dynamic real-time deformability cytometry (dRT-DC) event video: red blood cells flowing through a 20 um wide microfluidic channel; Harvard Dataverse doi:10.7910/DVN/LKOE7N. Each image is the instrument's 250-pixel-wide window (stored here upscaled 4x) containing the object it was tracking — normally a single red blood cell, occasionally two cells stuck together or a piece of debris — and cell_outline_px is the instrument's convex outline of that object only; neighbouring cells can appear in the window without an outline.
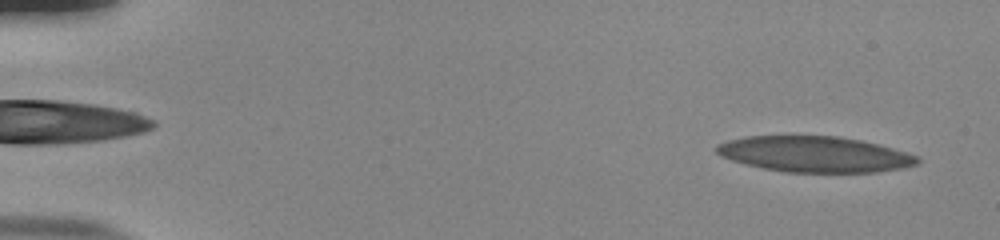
{"species": "human", "species_latin": "Homo sapiens", "temperature_condition": "room temperature", "stored_images_in_passage": 52, "camera_frame_rate_fps": 3000, "um_per_image_px": 0.085, "donor": {"sex": "male"}, "frame": {"image": 1, "passage_image": 2, "time_ms": 0.333, "image_size_px": [1000, 240], "cell_outline_px": [[920, 160], [916, 164], [900, 168], [872, 172], [788, 172], [764, 168], [732, 160], [716, 152], [716, 144], [728, 140], [748, 136], [836, 136], [860, 140], [892, 148], [916, 156]], "centroid_in_image_um": [69.22, 13.1], "position_along_channel_um": 15.8, "area_um2": 41.21}}
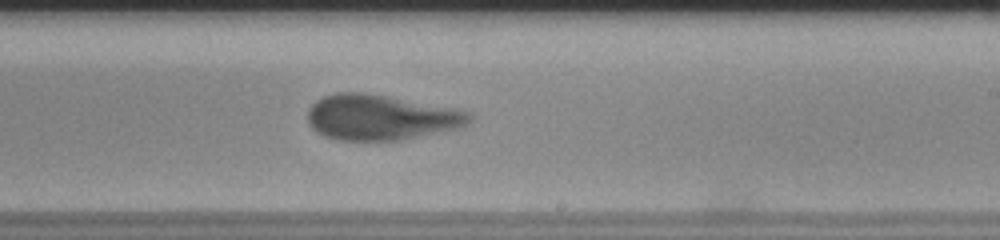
{"frame": {"image": 2, "passage_image": 32, "time_ms": 10.333, "image_size_px": [1000, 240], "cell_outline_px": [[468, 120], [464, 124], [452, 128], [400, 140], [336, 140], [324, 136], [316, 132], [312, 128], [308, 120], [308, 112], [312, 104], [316, 100], [324, 96], [336, 92], [360, 92], [384, 96], [468, 112]], "centroid_in_image_um": [32.18, 9.98], "position_along_channel_um": 256.8, "area_um2": 41.33}}
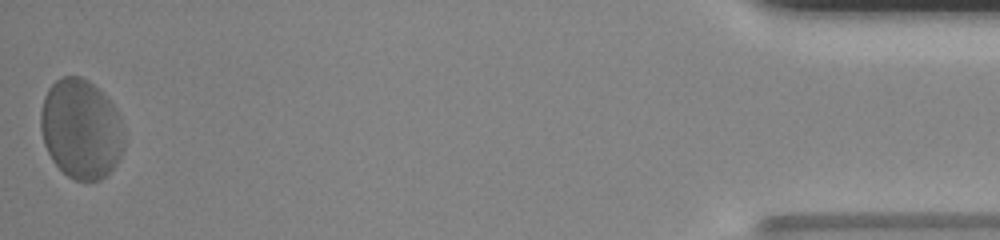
{"frame": {"image": 3, "passage_image": 52, "time_ms": 17.0, "image_size_px": [1000, 240], "cell_outline_px": [[124, 148], [116, 164], [100, 180], [76, 180], [68, 176], [52, 160], [44, 144], [40, 128], [40, 112], [44, 96], [48, 88], [56, 80], [64, 76], [80, 76], [88, 80], [112, 104], [120, 120], [124, 144]], "centroid_in_image_um": [6.85, 10.96], "position_along_channel_um": 428.4, "area_um2": 47.97}, "authors_computed_cell_mechanics": {"area_um2": 41.8472, "velocity_mm_per_s": 3.7958, "shape_relaxation_time_tau1_ms": 3.5551, "shape_relaxation_time_tau2_ms": 1.0648, "deformation_change_tau1": 0.154, "deformation_change_tau2": 0.1012}}